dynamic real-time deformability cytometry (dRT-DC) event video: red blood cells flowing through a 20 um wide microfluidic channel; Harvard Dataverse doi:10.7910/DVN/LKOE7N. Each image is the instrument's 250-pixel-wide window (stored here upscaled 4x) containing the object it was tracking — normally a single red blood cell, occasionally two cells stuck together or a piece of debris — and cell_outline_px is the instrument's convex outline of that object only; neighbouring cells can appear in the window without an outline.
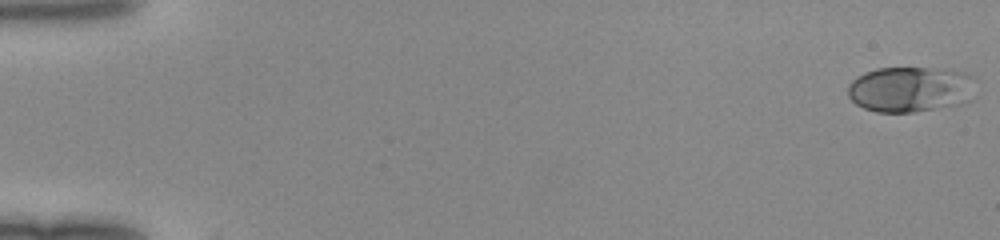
{"species": "human", "species_latin": "Homo sapiens", "temperature_condition": "room temperature", "stored_images_in_passage": 50, "camera_frame_rate_fps": 3000, "um_per_image_px": 0.085, "donor": {"sex": "female"}, "frame": {"image": 1, "passage_image": 1, "time_ms": 0.0, "image_size_px": [1000, 240], "cell_outline_px": [[976, 80], [956, 104], [936, 108], [912, 112], [876, 112], [864, 108], [856, 104], [848, 96], [848, 84], [856, 76], [864, 72], [876, 68], [928, 68], [964, 72], [972, 76]], "centroid_in_image_um": [77.21, 7.57], "position_along_channel_um": 7.8, "area_um2": 33.0}}
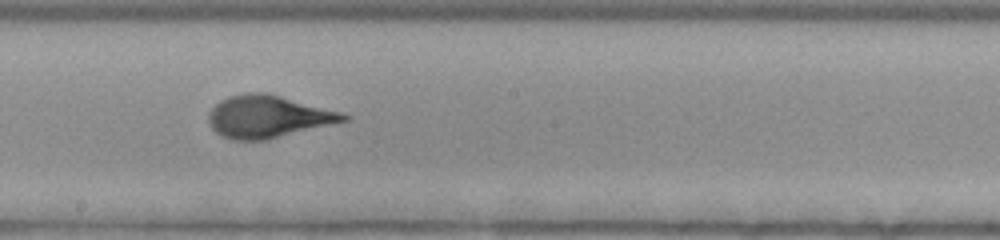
{"frame": {"image": 2, "passage_image": 29, "time_ms": 9.333, "image_size_px": [1000, 240], "cell_outline_px": [[352, 116], [348, 120], [264, 140], [232, 140], [220, 136], [212, 128], [208, 120], [208, 112], [220, 100], [228, 96], [244, 92], [264, 92], [280, 96], [340, 112]], "centroid_in_image_um": [22.72, 9.91], "position_along_channel_um": 225.5, "area_um2": 33.0}}
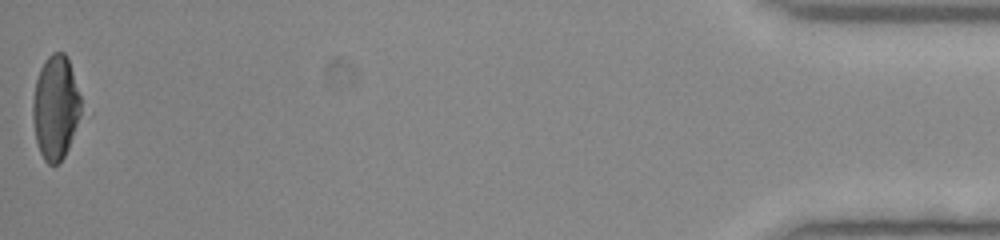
{"frame": {"image": 3, "passage_image": 50, "time_ms": 16.333, "image_size_px": [1000, 240], "cell_outline_px": [[80, 116], [68, 148], [64, 156], [56, 164], [48, 164], [44, 160], [40, 152], [36, 140], [32, 116], [32, 104], [36, 80], [40, 68], [44, 60], [52, 52], [64, 52], [68, 56], [80, 96]], "centroid_in_image_um": [4.71, 9.1], "position_along_channel_um": 430.5, "area_um2": 29.13}}